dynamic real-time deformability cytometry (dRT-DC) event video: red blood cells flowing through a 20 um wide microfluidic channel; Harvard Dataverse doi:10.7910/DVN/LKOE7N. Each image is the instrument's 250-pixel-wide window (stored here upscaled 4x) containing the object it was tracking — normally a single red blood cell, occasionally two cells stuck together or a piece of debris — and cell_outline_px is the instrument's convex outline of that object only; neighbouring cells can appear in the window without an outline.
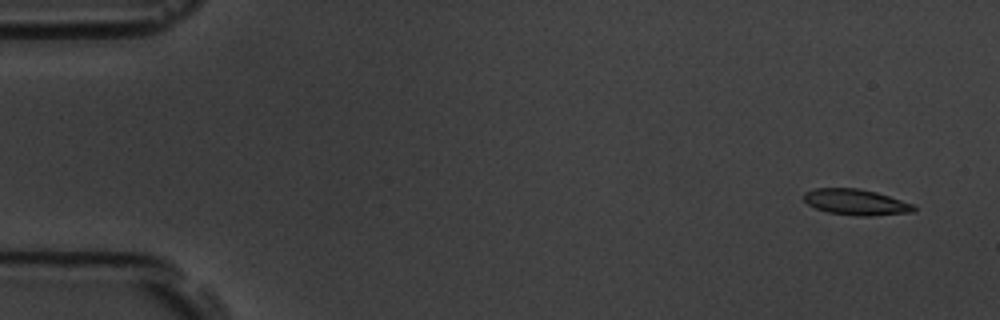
{"species": "common noctule bat (a hibernating species)", "species_latin": "Nyctalus noctula", "temperature_condition": "room temperature", "stored_images_in_passage": 6, "camera_frame_rate_fps": 3000, "um_per_image_px": 0.085, "animal": {"sex": "male", "body_mass_g": 19.5, "forearm_length_mm": 54.6}, "frame": {"image": 1, "passage_image": 1, "time_ms": 0.0, "image_size_px": [1000, 320], "cell_outline_px": [[916, 212], [872, 216], [856, 216], [828, 212], [816, 208], [808, 204], [804, 200], [804, 192], [816, 188], [856, 188], [876, 192], [916, 204]], "centroid_in_image_um": [72.81, 17.19], "position_along_channel_um": 12.2, "area_um2": 16.76}}
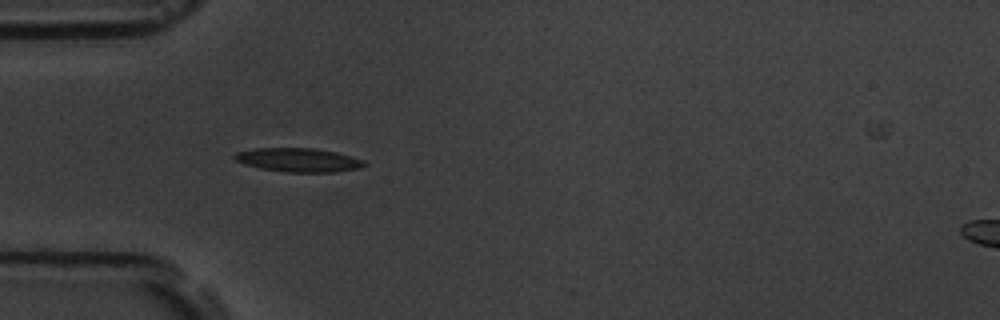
{"frame": {"image": 2, "passage_image": 5, "time_ms": 1.333, "image_size_px": [1000, 320], "cell_outline_px": [[368, 164], [360, 168], [336, 172], [284, 172], [260, 168], [244, 164], [236, 160], [232, 156], [236, 152], [256, 148], [312, 148], [336, 152], [364, 160]], "centroid_in_image_um": [25.37, 13.6], "position_along_channel_um": 59.6, "area_um2": 18.03}}
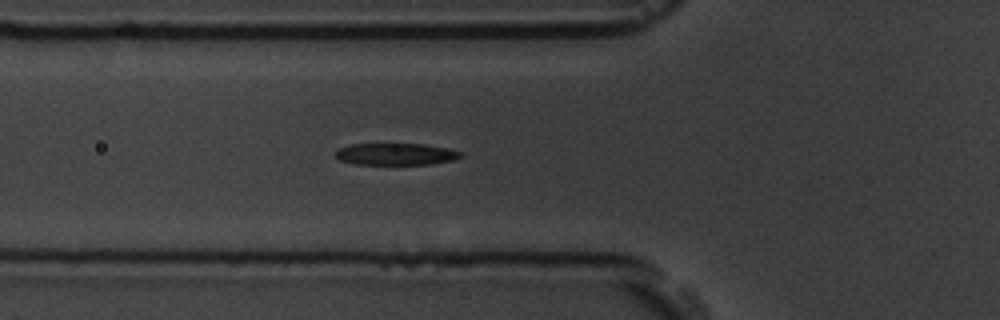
{"frame": {"image": 3, "passage_image": 6, "time_ms": 1.667, "image_size_px": [1000, 320], "cell_outline_px": [[464, 156], [456, 160], [428, 164], [356, 164], [340, 160], [336, 156], [336, 152], [340, 148], [348, 144], [424, 144], [448, 148], [460, 152]], "centroid_in_image_um": [33.68, 13.1], "position_along_channel_um": 92.1, "area_um2": 15.9}}